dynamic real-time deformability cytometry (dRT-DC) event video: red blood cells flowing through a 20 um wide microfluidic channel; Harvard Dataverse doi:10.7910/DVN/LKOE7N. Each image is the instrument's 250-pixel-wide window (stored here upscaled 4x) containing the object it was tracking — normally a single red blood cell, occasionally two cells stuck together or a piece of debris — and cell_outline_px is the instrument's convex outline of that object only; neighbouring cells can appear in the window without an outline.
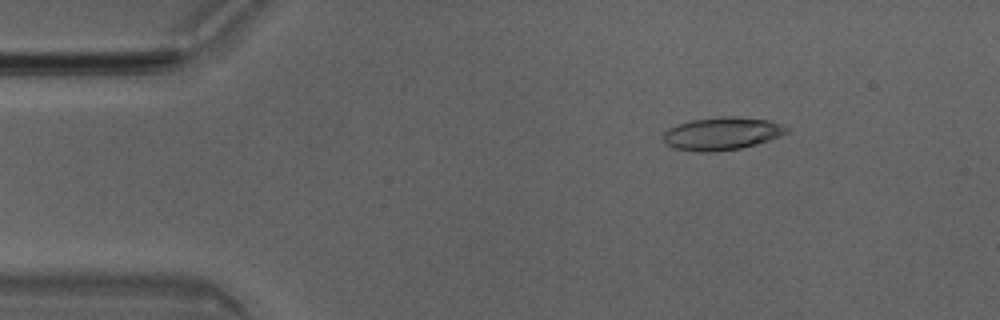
{"species": "Egyptian fruit bat (a non-hibernating species)", "species_latin": "Rousettus aegyptiacus", "temperature_condition": "room temperature", "stored_images_in_passage": 50, "camera_frame_rate_fps": 3000, "um_per_image_px": 0.085, "animal": {"sex": "male"}, "frame": {"image": 1, "passage_image": 7, "time_ms": 2.0, "image_size_px": [1000, 320], "cell_outline_px": [[792, 128], [788, 132], [780, 136], [756, 144], [740, 148], [712, 152], [700, 152], [676, 148], [664, 144], [664, 132], [668, 128], [676, 124], [692, 120], [720, 116], [736, 116], [768, 120], [784, 124]], "centroid_in_image_um": [61.39, 11.34], "position_along_channel_um": 23.6, "area_um2": 23.76}}
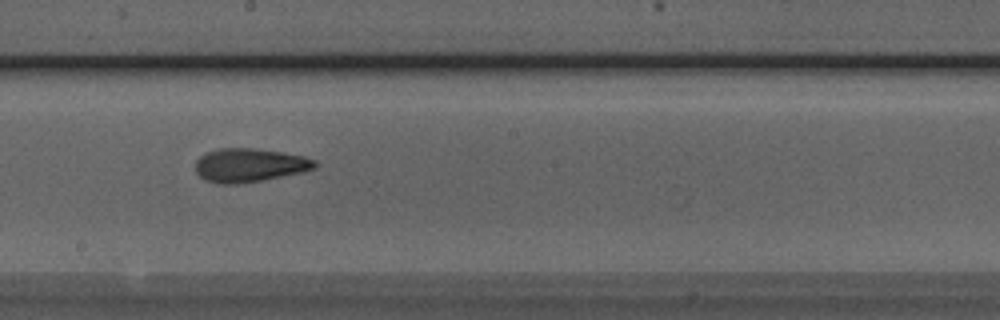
{"frame": {"image": 2, "passage_image": 27, "time_ms": 8.667, "image_size_px": [1000, 320], "cell_outline_px": [[320, 164], [316, 168], [300, 172], [260, 180], [236, 184], [216, 184], [204, 180], [196, 172], [196, 160], [204, 152], [220, 148], [256, 148], [284, 152], [304, 156], [316, 160]], "centroid_in_image_um": [21.2, 14.03], "position_along_channel_um": 227.0, "area_um2": 23.58}}
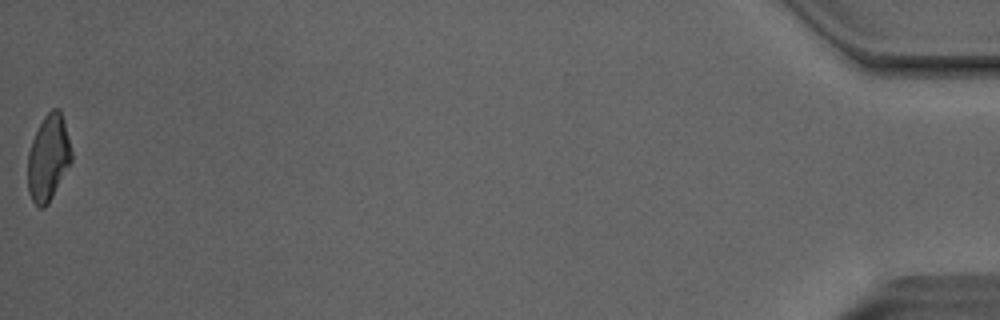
{"frame": {"image": 3, "passage_image": 50, "time_ms": 16.333, "image_size_px": [1000, 320], "cell_outline_px": [[72, 160], [48, 204], [44, 208], [40, 208], [32, 200], [28, 192], [28, 152], [32, 140], [44, 116], [52, 108], [60, 108], [64, 120], [72, 152]], "centroid_in_image_um": [4.11, 13.41], "position_along_channel_um": 431.1, "area_um2": 21.79}, "authors_computed_cell_mechanics": {"area_um2": 23.0333, "velocity_mm_per_s": 4.0608, "shape_relaxation_time_tau1_ms": 6.2521, "shape_relaxation_time_tau2_ms": 2.825, "deformation_change_tau1": 0.1979, "deformation_change_tau2": 0.1155}}